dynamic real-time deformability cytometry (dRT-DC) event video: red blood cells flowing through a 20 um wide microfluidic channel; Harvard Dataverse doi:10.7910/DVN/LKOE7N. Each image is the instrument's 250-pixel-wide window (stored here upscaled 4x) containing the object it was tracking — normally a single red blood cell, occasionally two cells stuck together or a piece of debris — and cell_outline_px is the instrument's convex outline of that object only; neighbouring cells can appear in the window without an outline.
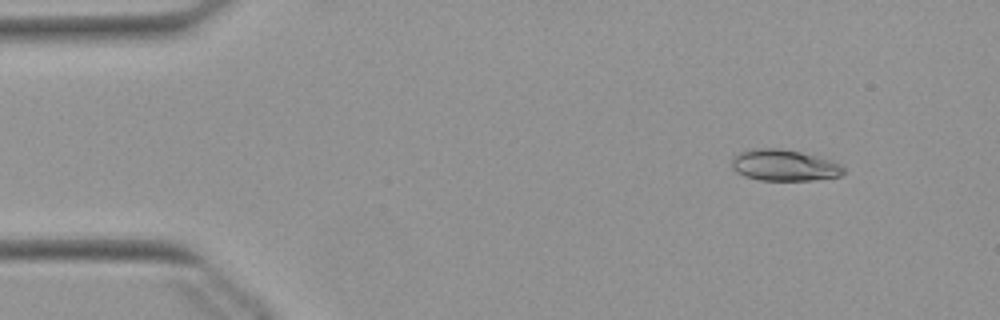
{"species": "Egyptian fruit bat (a non-hibernating species)", "species_latin": "Rousettus aegyptiacus", "temperature_condition": "warm", "stored_images_in_passage": 52, "camera_frame_rate_fps": 3000, "um_per_image_px": 0.085, "animal": {"sex": "female"}, "frame": {"image": 1, "passage_image": 6, "time_ms": 1.667, "image_size_px": [1000, 320], "cell_outline_px": [[844, 172], [840, 176], [812, 180], [760, 180], [744, 176], [736, 172], [732, 168], [732, 156], [740, 152], [752, 148], [780, 148], [800, 152], [832, 160], [840, 164], [844, 168]], "centroid_in_image_um": [66.63, 14.04], "position_along_channel_um": 18.4, "area_um2": 20.46}}
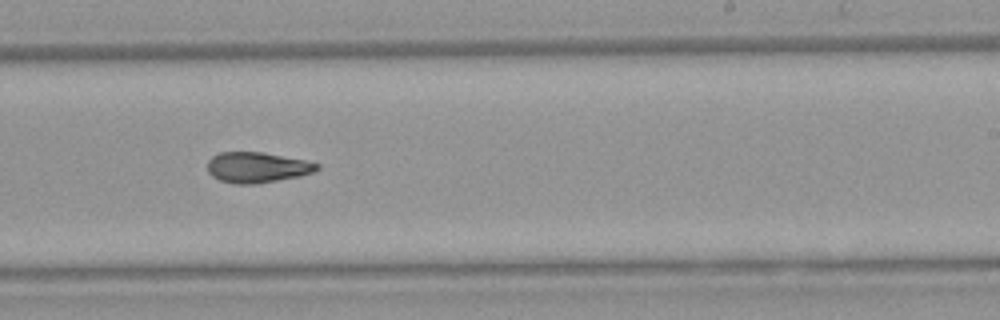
{"frame": {"image": 2, "passage_image": 32, "time_ms": 10.333, "image_size_px": [1000, 320], "cell_outline_px": [[320, 168], [312, 172], [300, 176], [256, 184], [232, 184], [220, 180], [212, 176], [208, 172], [208, 160], [212, 156], [220, 152], [264, 152], [304, 160], [320, 164]], "centroid_in_image_um": [21.84, 14.23], "position_along_channel_um": 267.2, "area_um2": 19.54}}
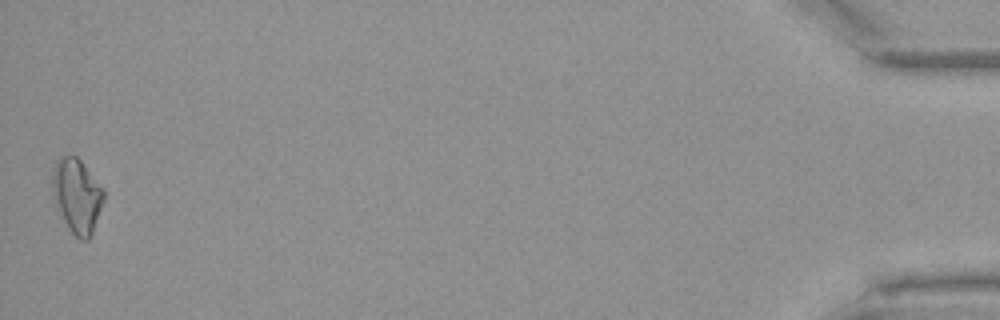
{"frame": {"image": 3, "passage_image": 52, "time_ms": 17.0, "image_size_px": [1000, 320], "cell_outline_px": [[104, 200], [92, 232], [88, 240], [80, 240], [68, 228], [56, 212], [52, 200], [52, 172], [56, 160], [60, 156], [76, 156], [80, 160], [104, 188]], "centroid_in_image_um": [6.5, 16.64], "position_along_channel_um": 428.7, "area_um2": 22.6}, "authors_computed_cell_mechanics": {"area_um2": 19.8832, "velocity_mm_per_s": 3.8952, "shape_relaxation_time_tau1_ms": 9.0917, "shape_relaxation_time_tau2_ms": 2.1752, "deformation_change_tau1": 0.2416, "deformation_change_tau2": 0.0852}}